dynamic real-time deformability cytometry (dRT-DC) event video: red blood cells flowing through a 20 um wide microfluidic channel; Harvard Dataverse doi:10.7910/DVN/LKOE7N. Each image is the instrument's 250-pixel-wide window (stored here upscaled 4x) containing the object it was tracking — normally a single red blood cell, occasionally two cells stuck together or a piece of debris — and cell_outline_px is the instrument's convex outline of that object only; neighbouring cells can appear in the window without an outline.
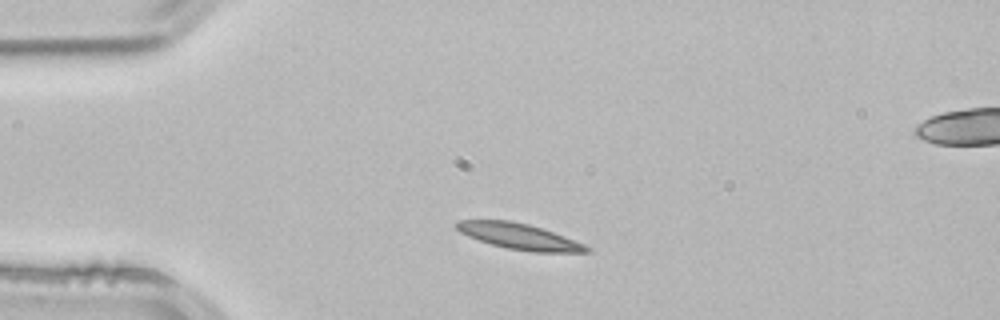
{"species": "common noctule bat (a hibernating species)", "species_latin": "Nyctalus noctula", "temperature_condition": "room temperature", "stored_images_in_passage": 2, "camera_frame_rate_fps": 3000, "um_per_image_px": 0.085, "animal": {"sex": "male", "body_mass_g": 21.5, "forearm_length_mm": 52.0}, "frame": {"image": 1, "passage_image": 1, "time_ms": 0.0, "image_size_px": [1000, 320], "cell_outline_px": [[592, 252], [532, 252], [508, 248], [492, 244], [468, 236], [460, 232], [456, 228], [456, 220], [512, 220], [528, 224], [564, 236], [584, 244], [592, 248]], "centroid_in_image_um": [44.15, 20.09], "position_along_channel_um": 40.9, "area_um2": 19.42}}